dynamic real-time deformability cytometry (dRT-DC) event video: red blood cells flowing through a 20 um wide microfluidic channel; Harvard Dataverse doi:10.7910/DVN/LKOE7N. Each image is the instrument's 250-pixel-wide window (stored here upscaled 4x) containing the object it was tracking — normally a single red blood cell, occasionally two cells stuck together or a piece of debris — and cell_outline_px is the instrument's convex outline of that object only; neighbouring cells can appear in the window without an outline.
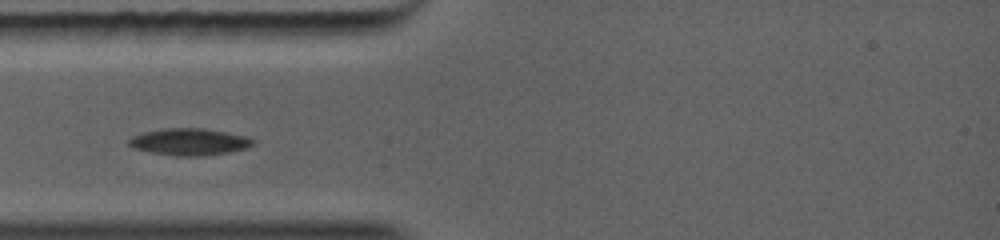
{"species": "common noctule bat (a hibernating species)", "species_latin": "Nyctalus noctula", "temperature_condition": "warm", "stored_images_in_passage": 12, "camera_frame_rate_fps": 5000, "um_per_image_px": 0.085, "animal": {"sex": "female", "body_mass_g": 19.0, "forearm_length_mm": 56.7}, "frame": {"image": 1, "passage_image": 4, "time_ms": 1.0, "image_size_px": [1000, 240], "cell_outline_px": [[256, 140], [248, 148], [228, 152], [204, 156], [172, 156], [132, 148], [128, 144], [128, 140], [136, 136], [148, 132], [172, 128], [192, 128], [220, 132], [240, 136]], "centroid_in_image_um": [16.08, 12.09], "position_along_channel_um": 68.9, "area_um2": 18.67}}
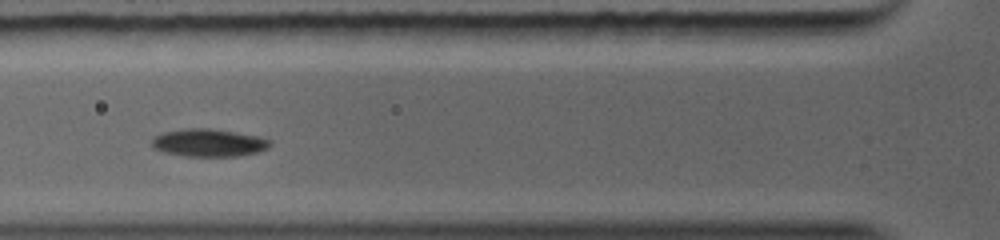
{"frame": {"image": 2, "passage_image": 6, "time_ms": 1.8, "image_size_px": [1000, 240], "cell_outline_px": [[272, 144], [268, 148], [260, 152], [244, 156], [184, 156], [164, 152], [152, 148], [152, 140], [156, 136], [172, 132], [228, 132], [268, 140]], "centroid_in_image_um": [17.78, 12.25], "position_along_channel_um": 108.0, "area_um2": 17.28}}
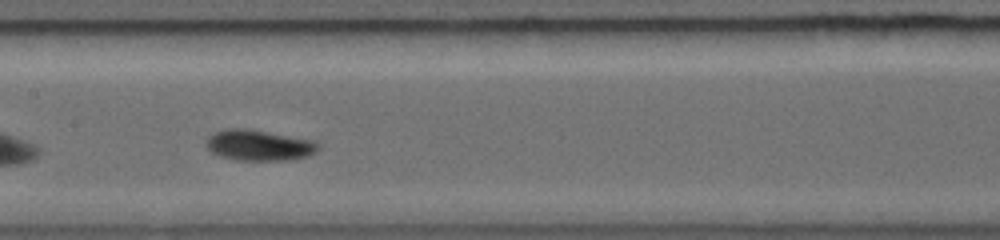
{"frame": {"image": 3, "passage_image": 10, "time_ms": 3.4, "image_size_px": [1000, 240], "cell_outline_px": [[316, 148], [308, 156], [288, 160], [236, 160], [220, 156], [212, 152], [208, 148], [208, 140], [212, 136], [220, 132], [256, 132], [304, 140], [316, 144]], "centroid_in_image_um": [21.99, 12.46], "position_along_channel_um": 185.4, "area_um2": 17.69}}